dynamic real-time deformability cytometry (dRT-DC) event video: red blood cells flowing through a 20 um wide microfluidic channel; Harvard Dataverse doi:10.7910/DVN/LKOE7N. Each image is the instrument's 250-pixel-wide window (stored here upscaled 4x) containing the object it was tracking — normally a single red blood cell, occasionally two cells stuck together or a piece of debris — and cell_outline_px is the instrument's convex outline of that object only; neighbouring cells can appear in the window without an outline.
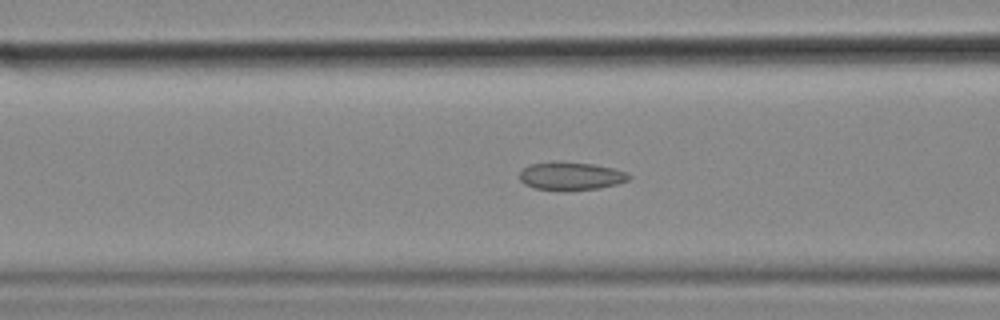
{"species": "common noctule bat (a hibernating species)", "species_latin": "Nyctalus noctula", "temperature_condition": "cold", "stored_images_in_passage": 55, "camera_frame_rate_fps": 3000, "um_per_image_px": 0.085, "animal": {"sex": "female", "body_mass_g": 18.4}, "frame": {"image": 1, "passage_image": 22, "time_ms": 7.0, "image_size_px": [1000, 320], "cell_outline_px": [[632, 176], [628, 180], [616, 184], [600, 188], [532, 188], [524, 184], [520, 180], [520, 172], [528, 164], [592, 164], [612, 168], [624, 172]], "centroid_in_image_um": [48.54, 14.97], "position_along_channel_um": 118.1, "area_um2": 16.47}}
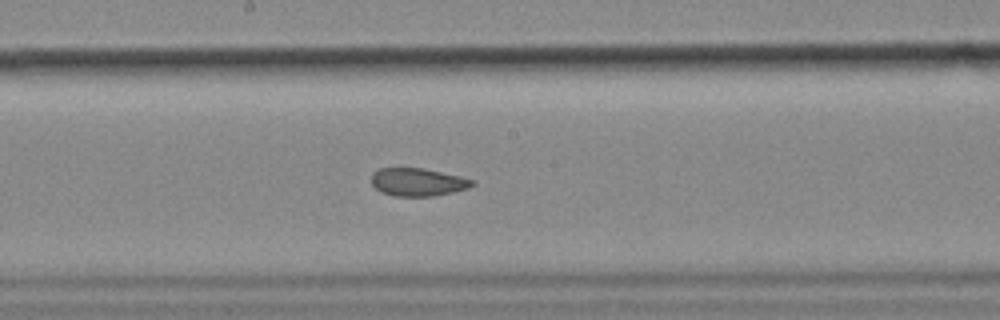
{"frame": {"image": 2, "passage_image": 30, "time_ms": 9.667, "image_size_px": [1000, 320], "cell_outline_px": [[476, 184], [468, 188], [452, 192], [432, 196], [392, 196], [380, 192], [372, 184], [372, 172], [380, 168], [424, 168], [460, 176], [476, 180]], "centroid_in_image_um": [35.52, 15.47], "position_along_channel_um": 212.7, "area_um2": 16.53}}
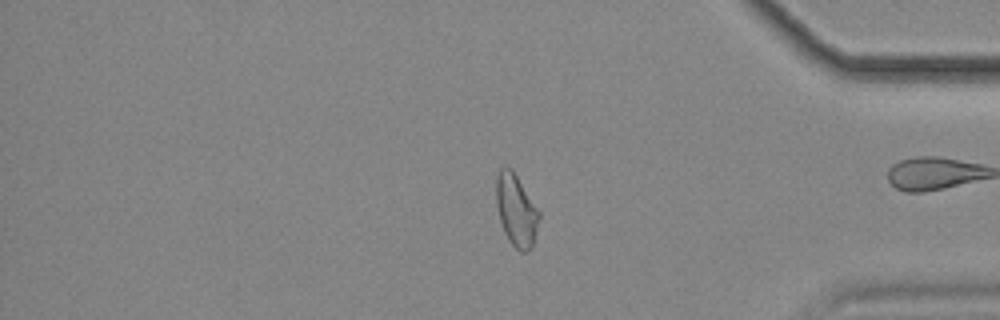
{"frame": {"image": 3, "passage_image": 47, "time_ms": 15.333, "image_size_px": [1000, 320], "cell_outline_px": [[540, 220], [532, 248], [528, 252], [520, 252], [508, 240], [504, 232], [500, 220], [496, 204], [496, 176], [500, 168], [512, 168], [540, 212]], "centroid_in_image_um": [43.89, 17.89], "position_along_channel_um": 391.3, "area_um2": 18.15}, "authors_computed_cell_mechanics": {"area_um2": 18.1492, "velocity_mm_per_s": 3.557, "shape_relaxation_time_tau1_ms": null, "shape_relaxation_time_tau2_ms": 1.6571, "deformation_change_tau1": null, "deformation_change_tau2": 0.0621}}